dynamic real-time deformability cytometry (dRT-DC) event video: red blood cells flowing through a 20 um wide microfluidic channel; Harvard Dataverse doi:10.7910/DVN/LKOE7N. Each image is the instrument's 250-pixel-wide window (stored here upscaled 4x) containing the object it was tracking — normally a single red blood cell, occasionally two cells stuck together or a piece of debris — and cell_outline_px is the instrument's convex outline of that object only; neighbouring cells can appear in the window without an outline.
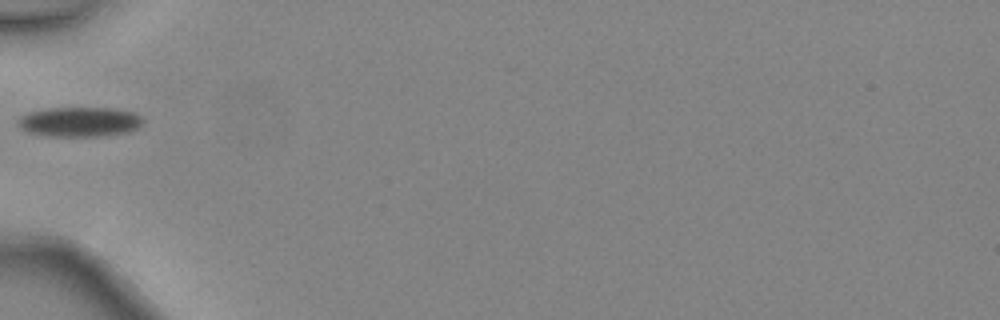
{"species": "common noctule bat (a hibernating species)", "species_latin": "Nyctalus noctula", "temperature_condition": "warm", "stored_images_in_passage": 5, "camera_frame_rate_fps": 3000, "um_per_image_px": 0.085, "animal": {"sex": "female", "body_mass_g": 24.6, "forearm_length_mm": 56.2}, "frame": {"image": 1, "passage_image": 5, "time_ms": 1.333, "image_size_px": [1000, 320], "cell_outline_px": [[144, 120], [136, 128], [128, 132], [100, 136], [44, 136], [28, 132], [20, 128], [16, 124], [16, 120], [20, 116], [28, 112], [44, 108], [112, 108], [136, 112]], "centroid_in_image_um": [6.71, 10.35], "position_along_channel_um": 78.3, "area_um2": 21.91}}